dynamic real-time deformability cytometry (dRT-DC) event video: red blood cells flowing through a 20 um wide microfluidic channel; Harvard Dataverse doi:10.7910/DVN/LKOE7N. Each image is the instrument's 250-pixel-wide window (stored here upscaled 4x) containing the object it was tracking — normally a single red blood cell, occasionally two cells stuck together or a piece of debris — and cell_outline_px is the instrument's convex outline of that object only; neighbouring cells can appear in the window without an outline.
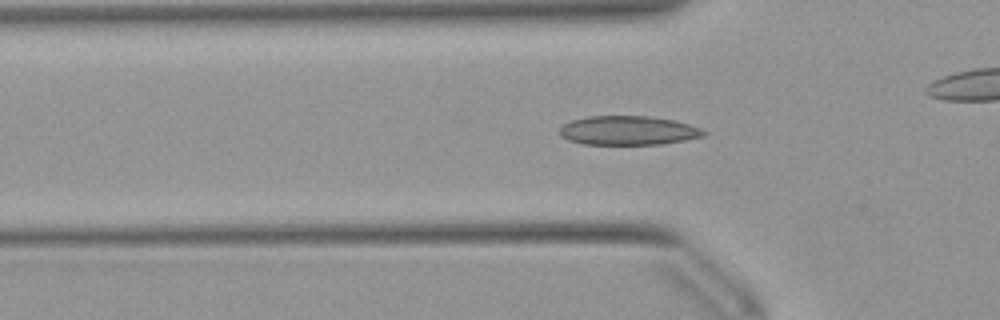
{"species": "Egyptian fruit bat (a non-hibernating species)", "species_latin": "Rousettus aegyptiacus", "temperature_condition": "warm", "stored_images_in_passage": 51, "camera_frame_rate_fps": 3000, "um_per_image_px": 0.085, "animal": {"sex": "female"}, "frame": {"image": 1, "passage_image": 15, "time_ms": 4.667, "image_size_px": [1000, 320], "cell_outline_px": [[708, 132], [704, 136], [664, 144], [584, 144], [568, 140], [560, 136], [560, 128], [564, 124], [572, 120], [588, 116], [648, 116], [672, 120], [688, 124], [700, 128]], "centroid_in_image_um": [53.39, 11.09], "position_along_channel_um": 72.4, "area_um2": 24.33}}
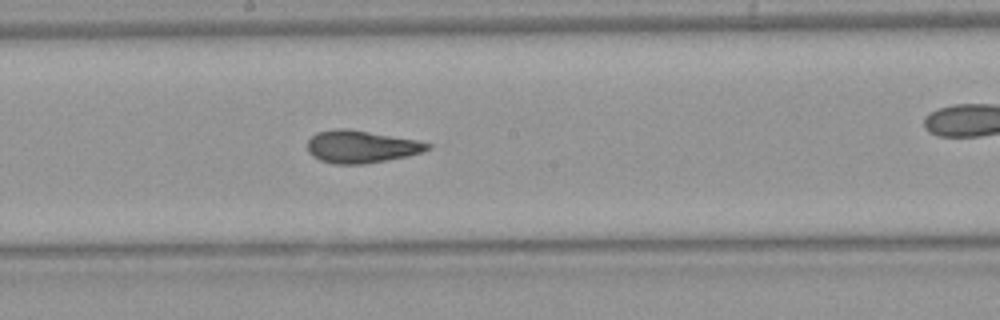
{"frame": {"image": 2, "passage_image": 26, "time_ms": 8.333, "image_size_px": [1000, 320], "cell_outline_px": [[432, 148], [408, 156], [364, 164], [332, 164], [320, 160], [312, 156], [308, 152], [308, 140], [316, 132], [336, 128], [344, 128], [416, 140], [432, 144]], "centroid_in_image_um": [30.67, 12.47], "position_along_channel_um": 217.5, "area_um2": 22.6}}
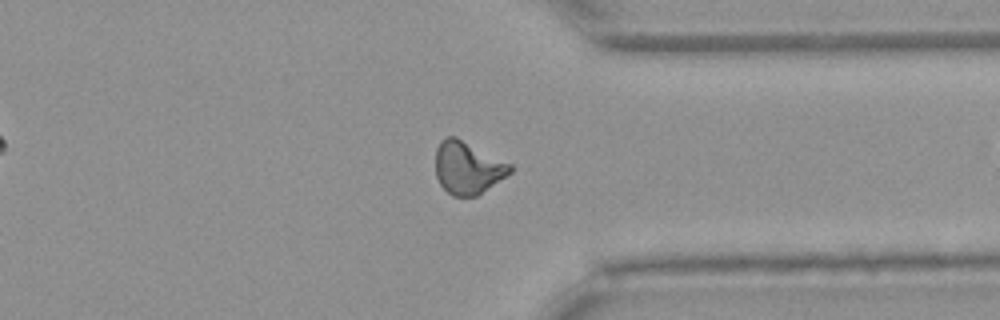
{"frame": {"image": 3, "passage_image": 38, "time_ms": 12.333, "image_size_px": [1000, 320], "cell_outline_px": [[512, 172], [476, 196], [452, 196], [440, 184], [436, 176], [436, 148], [440, 140], [448, 136], [456, 136], [512, 164]], "centroid_in_image_um": [39.75, 14.24], "position_along_channel_um": 371.7, "area_um2": 22.83}, "authors_computed_cell_mechanics": {"area_um2": 22.4842, "velocity_mm_per_s": 3.9476, "shape_relaxation_time_tau1_ms": 8.1632, "shape_relaxation_time_tau2_ms": 1.9244, "deformation_change_tau1": 0.1873, "deformation_change_tau2": 0.0828}}